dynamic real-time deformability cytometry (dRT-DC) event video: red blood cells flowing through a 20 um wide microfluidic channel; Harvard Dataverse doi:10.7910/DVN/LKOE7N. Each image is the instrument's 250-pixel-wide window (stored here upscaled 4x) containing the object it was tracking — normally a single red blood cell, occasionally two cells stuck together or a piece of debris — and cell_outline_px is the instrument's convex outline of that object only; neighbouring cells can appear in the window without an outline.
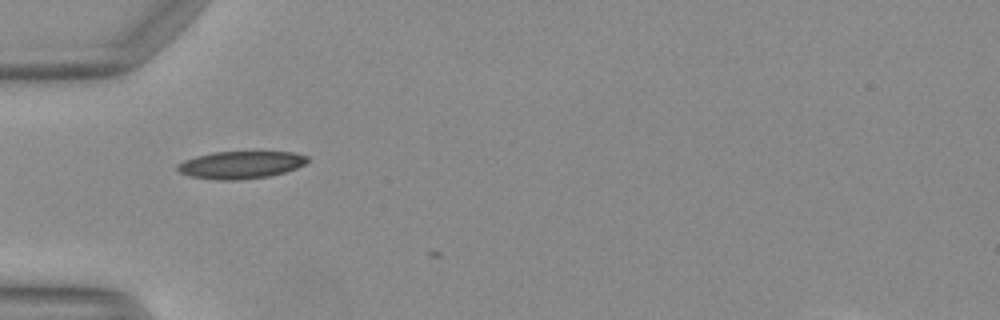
{"species": "Egyptian fruit bat (a non-hibernating species)", "species_latin": "Rousettus aegyptiacus", "temperature_condition": "warm", "stored_images_in_passage": 6, "camera_frame_rate_fps": 3000, "um_per_image_px": 0.085, "animal": {"sex": "female"}, "frame": {"image": 1, "passage_image": 2, "time_ms": 0.333, "image_size_px": [1000, 320], "cell_outline_px": [[308, 160], [304, 164], [296, 168], [284, 172], [268, 176], [240, 180], [216, 180], [188, 176], [180, 172], [176, 168], [176, 164], [184, 160], [196, 156], [212, 152], [292, 152], [308, 156]], "centroid_in_image_um": [20.42, 14.01], "position_along_channel_um": 64.6, "area_um2": 20.81}}